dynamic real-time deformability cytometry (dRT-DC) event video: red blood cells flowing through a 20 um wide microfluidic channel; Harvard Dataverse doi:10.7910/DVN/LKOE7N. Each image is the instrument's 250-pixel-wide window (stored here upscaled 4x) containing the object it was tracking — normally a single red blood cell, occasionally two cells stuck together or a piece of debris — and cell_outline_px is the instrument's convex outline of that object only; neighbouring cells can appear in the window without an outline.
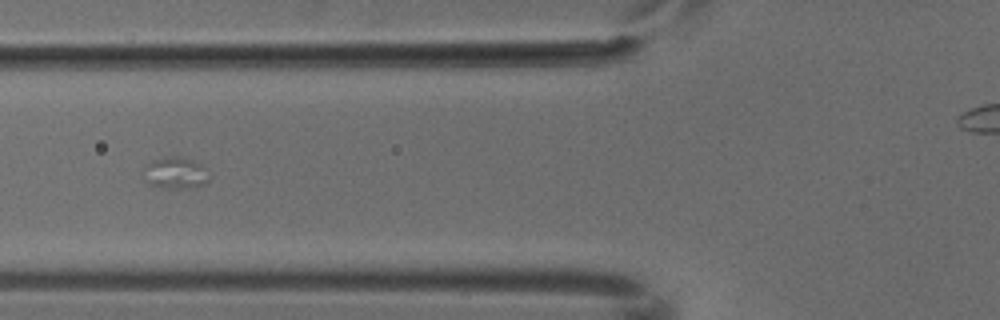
{"species": "common noctule bat (a hibernating species)", "species_latin": "Nyctalus noctula", "temperature_condition": "cold", "stored_images_in_passage": 6, "camera_frame_rate_fps": 3000, "um_per_image_px": 0.085, "animal": {"sex": "male", "body_mass_g": 18.8}, "frame": {"image": 1, "passage_image": 5, "time_ms": 1.333, "image_size_px": [1000, 320], "cell_outline_px": [[208, 180], [204, 184], [184, 188], [164, 188], [148, 184], [140, 168], [152, 160], [164, 156], [180, 156], [192, 160], [200, 164]], "centroid_in_image_um": [14.78, 14.68], "position_along_channel_um": 111.0, "area_um2": 12.02}}